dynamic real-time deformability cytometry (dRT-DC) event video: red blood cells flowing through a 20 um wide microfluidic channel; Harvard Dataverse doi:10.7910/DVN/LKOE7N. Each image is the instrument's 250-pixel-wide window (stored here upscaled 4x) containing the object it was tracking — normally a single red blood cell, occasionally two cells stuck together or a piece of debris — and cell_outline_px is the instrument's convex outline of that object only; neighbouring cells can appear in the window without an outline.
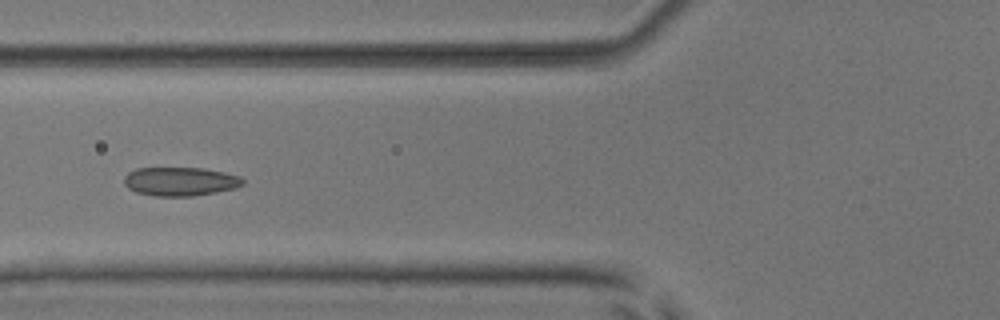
{"species": "common noctule bat (a hibernating species)", "species_latin": "Nyctalus noctula", "temperature_condition": "room temperature", "stored_images_in_passage": 6, "camera_frame_rate_fps": 3000, "um_per_image_px": 0.085, "animal": {"sex": "male", "body_mass_g": 17.9, "forearm_length_mm": 54.2}, "frame": {"image": 1, "passage_image": 6, "time_ms": 1.667, "image_size_px": [1000, 320], "cell_outline_px": [[244, 184], [236, 188], [216, 192], [192, 196], [156, 196], [136, 192], [128, 188], [124, 184], [124, 176], [128, 172], [136, 168], [204, 168], [224, 172], [240, 176], [244, 180]], "centroid_in_image_um": [15.32, 15.42], "position_along_channel_um": 110.5, "area_um2": 20.0}}